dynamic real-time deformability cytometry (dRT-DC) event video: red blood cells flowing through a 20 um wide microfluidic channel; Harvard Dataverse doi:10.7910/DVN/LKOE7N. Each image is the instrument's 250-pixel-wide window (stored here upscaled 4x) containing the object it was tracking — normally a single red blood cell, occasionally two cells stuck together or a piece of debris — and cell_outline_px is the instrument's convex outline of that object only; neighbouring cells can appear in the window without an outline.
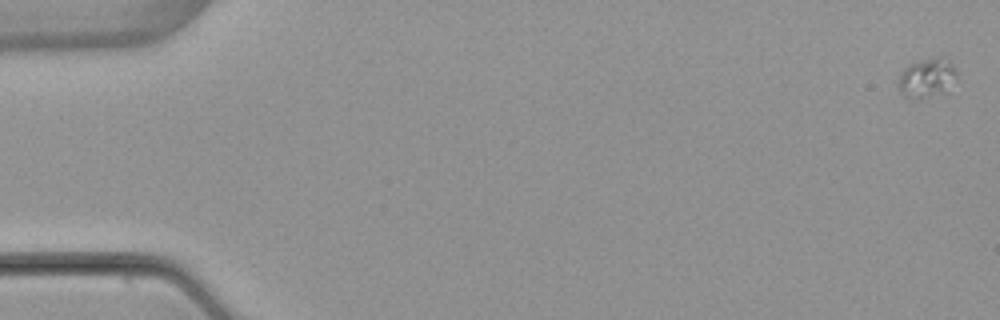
{"species": "common noctule bat (a hibernating species)", "species_latin": "Nyctalus noctula", "temperature_condition": "warm", "stored_images_in_passage": 6, "camera_frame_rate_fps": 3000, "um_per_image_px": 0.085, "animal": {"sex": "female", "body_mass_g": 22.7, "forearm_length_mm": 54.2}, "frame": {"image": 1, "passage_image": 1, "time_ms": 0.0, "image_size_px": [1000, 320], "cell_outline_px": [[956, 76], [948, 92], [916, 100], [904, 96], [900, 88], [900, 76], [904, 68], [912, 64], [936, 56], [940, 56], [952, 64], [956, 72]], "centroid_in_image_um": [78.82, 6.66], "position_along_channel_um": 6.2, "area_um2": 13.12}}
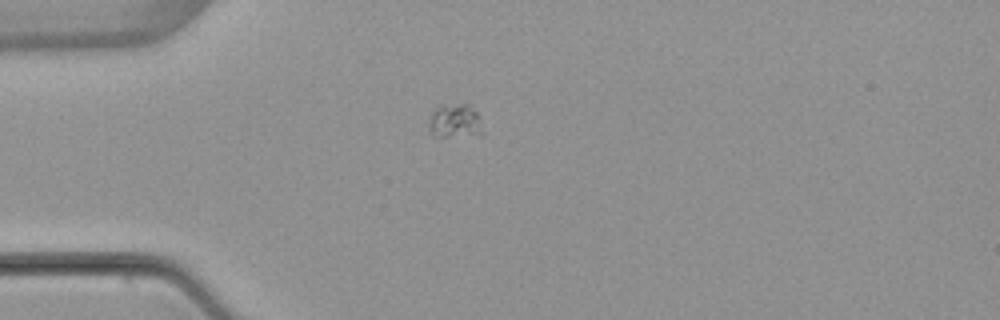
{"frame": {"image": 2, "passage_image": 4, "time_ms": 4.667, "image_size_px": [1000, 320], "cell_outline_px": [[484, 132], [480, 136], [436, 136], [428, 128], [432, 112], [436, 108], [460, 104], [472, 104], [476, 112]], "centroid_in_image_um": [38.73, 10.32], "position_along_channel_um": 46.3, "area_um2": 10.52}}